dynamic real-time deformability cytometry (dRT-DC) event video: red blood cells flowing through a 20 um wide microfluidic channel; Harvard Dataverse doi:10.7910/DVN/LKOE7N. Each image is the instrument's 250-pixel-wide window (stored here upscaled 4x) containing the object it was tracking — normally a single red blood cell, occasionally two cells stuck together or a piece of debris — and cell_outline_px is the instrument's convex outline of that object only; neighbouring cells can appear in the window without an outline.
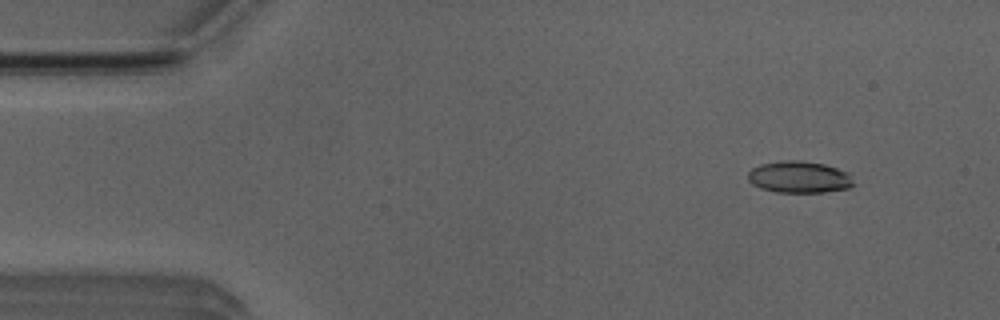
{"species": "Egyptian fruit bat (a non-hibernating species)", "species_latin": "Rousettus aegyptiacus", "temperature_condition": "room temperature", "stored_images_in_passage": 51, "camera_frame_rate_fps": 3000, "um_per_image_px": 0.085, "animal": {"sex": "male"}, "frame": {"image": 1, "passage_image": 4, "time_ms": 1.0, "image_size_px": [1000, 320], "cell_outline_px": [[856, 184], [848, 188], [824, 192], [776, 192], [760, 188], [752, 184], [748, 180], [748, 172], [752, 168], [760, 164], [784, 160], [800, 160], [824, 164], [848, 172], [852, 176]], "centroid_in_image_um": [67.94, 15.05], "position_along_channel_um": 17.1, "area_um2": 19.71}}
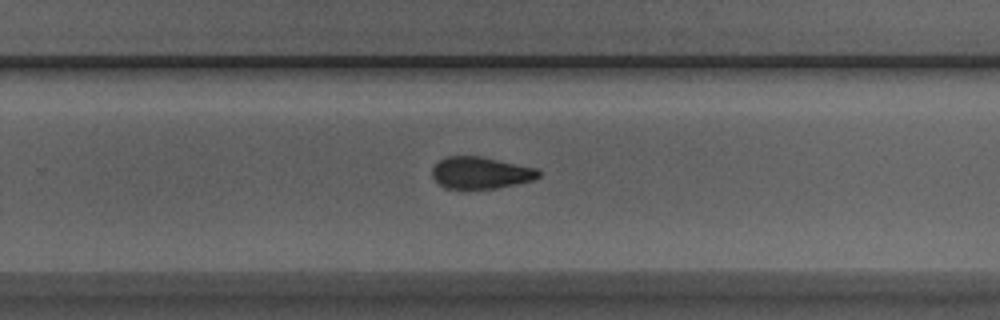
{"frame": {"image": 2, "passage_image": 32, "time_ms": 10.333, "image_size_px": [1000, 320], "cell_outline_px": [[540, 176], [532, 180], [516, 184], [496, 188], [444, 188], [432, 176], [432, 168], [440, 160], [448, 156], [480, 156], [536, 168], [540, 172]], "centroid_in_image_um": [40.85, 14.68], "position_along_channel_um": 289.0, "area_um2": 19.48}}
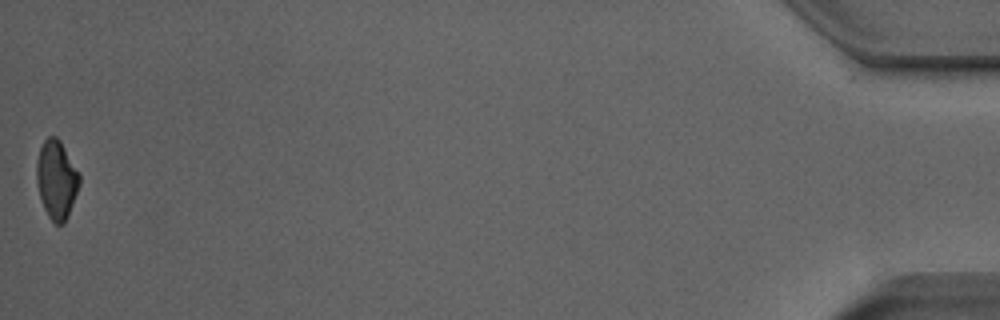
{"frame": {"image": 3, "passage_image": 51, "time_ms": 16.667, "image_size_px": [1000, 320], "cell_outline_px": [[80, 184], [68, 216], [64, 224], [56, 224], [48, 216], [40, 200], [36, 180], [36, 160], [40, 148], [44, 140], [48, 136], [56, 136], [60, 140], [80, 176]], "centroid_in_image_um": [4.78, 15.27], "position_along_channel_um": 430.4, "area_um2": 19.59}, "authors_computed_cell_mechanics": {"area_um2": 20.4034, "velocity_mm_per_s": 3.8932, "shape_relaxation_time_tau1_ms": 10.7393, "shape_relaxation_time_tau2_ms": 3.1995, "deformation_change_tau1": 0.2215, "deformation_change_tau2": 0.1023}}